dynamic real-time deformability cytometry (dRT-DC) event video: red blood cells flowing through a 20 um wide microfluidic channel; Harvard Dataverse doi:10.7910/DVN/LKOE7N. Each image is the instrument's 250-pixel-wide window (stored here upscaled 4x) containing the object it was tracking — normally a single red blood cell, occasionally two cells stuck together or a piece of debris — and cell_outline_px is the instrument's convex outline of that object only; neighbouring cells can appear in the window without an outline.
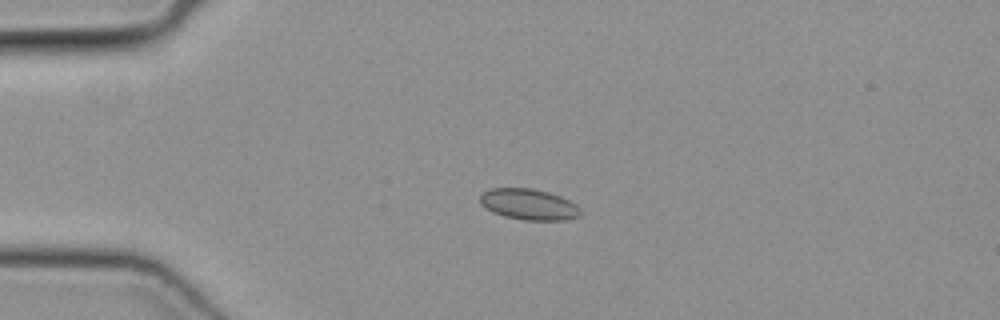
{"species": "common noctule bat (a hibernating species)", "species_latin": "Nyctalus noctula", "temperature_condition": "cold", "stored_images_in_passage": 49, "camera_frame_rate_fps": 3000, "um_per_image_px": 0.085, "animal": {"sex": "female", "body_mass_g": 19.3, "forearm_length_mm": 54.1}, "frame": {"image": 1, "passage_image": 11, "time_ms": 3.333, "image_size_px": [1000, 320], "cell_outline_px": [[584, 212], [580, 216], [564, 220], [524, 220], [504, 216], [492, 212], [480, 204], [480, 192], [492, 188], [532, 188], [548, 192], [560, 196], [576, 204]], "centroid_in_image_um": [44.95, 17.37], "position_along_channel_um": 40.1, "area_um2": 18.32}}
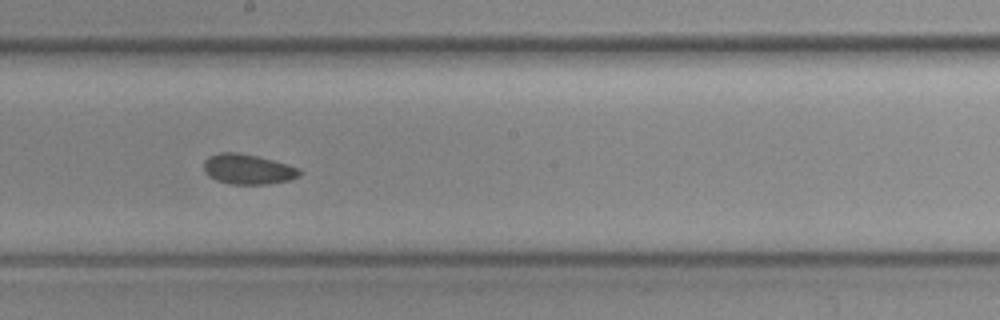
{"frame": {"image": 2, "passage_image": 27, "time_ms": 8.667, "image_size_px": [1000, 320], "cell_outline_px": [[304, 172], [300, 176], [288, 180], [268, 184], [232, 184], [216, 180], [208, 176], [204, 172], [204, 160], [208, 156], [220, 152], [236, 152], [256, 156], [288, 164], [300, 168]], "centroid_in_image_um": [21.08, 14.38], "position_along_channel_um": 227.1, "area_um2": 16.94}}
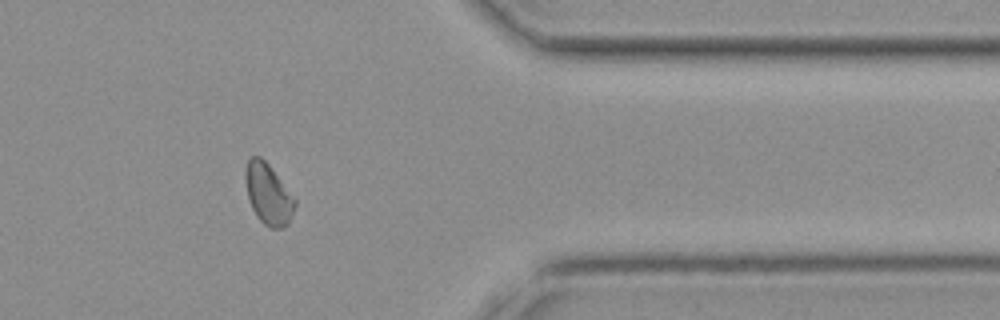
{"frame": {"image": 3, "passage_image": 40, "time_ms": 13.0, "image_size_px": [1000, 320], "cell_outline_px": [[296, 204], [288, 224], [280, 228], [272, 228], [264, 224], [256, 216], [248, 200], [244, 180], [244, 172], [248, 160], [252, 156], [260, 156], [268, 164], [296, 200]], "centroid_in_image_um": [22.77, 16.49], "position_along_channel_um": 388.6, "area_um2": 17.46}}